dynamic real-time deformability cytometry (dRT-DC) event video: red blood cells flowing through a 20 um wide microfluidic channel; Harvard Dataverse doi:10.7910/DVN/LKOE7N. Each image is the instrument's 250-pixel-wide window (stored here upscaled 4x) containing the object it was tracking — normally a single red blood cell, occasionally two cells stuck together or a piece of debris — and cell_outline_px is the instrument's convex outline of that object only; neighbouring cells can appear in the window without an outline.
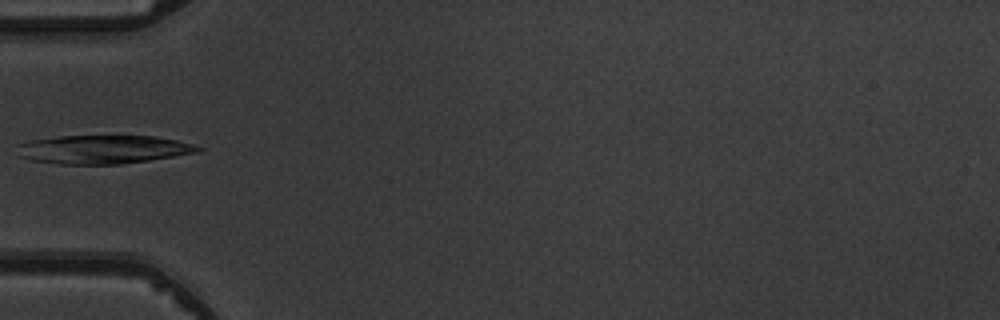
{"species": "common noctule bat (a hibernating species)", "species_latin": "Nyctalus noctula", "temperature_condition": "warm", "stored_images_in_passage": 5, "camera_frame_rate_fps": 3000, "um_per_image_px": 0.085, "animal": {"sex": "male", "body_mass_g": 19.5, "forearm_length_mm": 54.6}, "frame": {"image": 1, "passage_image": 5, "time_ms": 5.667, "image_size_px": [1000, 320], "cell_outline_px": [[204, 148], [200, 152], [148, 160], [120, 164], [56, 164], [32, 160], [16, 156], [12, 144], [28, 140], [60, 136], [156, 136], [176, 140], [192, 144]], "centroid_in_image_um": [8.63, 12.7], "position_along_channel_um": 76.4, "area_um2": 30.58}}